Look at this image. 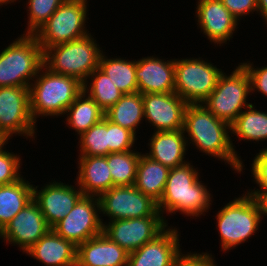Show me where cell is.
Returning a JSON list of instances; mask_svg holds the SVG:
<instances>
[{
	"label": "cell",
	"mask_w": 267,
	"mask_h": 266,
	"mask_svg": "<svg viewBox=\"0 0 267 266\" xmlns=\"http://www.w3.org/2000/svg\"><path fill=\"white\" fill-rule=\"evenodd\" d=\"M184 133L188 146L209 157L230 165L236 173H243L245 165L235 150L231 136V125L218 119L201 104H188L184 113ZM188 134V135H187ZM188 136V137H187ZM234 144V145H233Z\"/></svg>",
	"instance_id": "cell-1"
},
{
	"label": "cell",
	"mask_w": 267,
	"mask_h": 266,
	"mask_svg": "<svg viewBox=\"0 0 267 266\" xmlns=\"http://www.w3.org/2000/svg\"><path fill=\"white\" fill-rule=\"evenodd\" d=\"M194 167L192 161H189L170 168L163 195L157 204L162 216L164 213L172 216L180 212L190 218L201 217L211 209L213 195L207 185L200 181L198 167Z\"/></svg>",
	"instance_id": "cell-2"
},
{
	"label": "cell",
	"mask_w": 267,
	"mask_h": 266,
	"mask_svg": "<svg viewBox=\"0 0 267 266\" xmlns=\"http://www.w3.org/2000/svg\"><path fill=\"white\" fill-rule=\"evenodd\" d=\"M75 77L51 72L43 66L29 86L30 113L34 122L40 117H58L83 91Z\"/></svg>",
	"instance_id": "cell-3"
},
{
	"label": "cell",
	"mask_w": 267,
	"mask_h": 266,
	"mask_svg": "<svg viewBox=\"0 0 267 266\" xmlns=\"http://www.w3.org/2000/svg\"><path fill=\"white\" fill-rule=\"evenodd\" d=\"M43 66L44 51L36 36L21 34L0 51V87L29 88Z\"/></svg>",
	"instance_id": "cell-4"
},
{
	"label": "cell",
	"mask_w": 267,
	"mask_h": 266,
	"mask_svg": "<svg viewBox=\"0 0 267 266\" xmlns=\"http://www.w3.org/2000/svg\"><path fill=\"white\" fill-rule=\"evenodd\" d=\"M234 198L229 203H225L215 216L221 251L225 253L255 236L262 221L259 206L254 197L244 192L242 196Z\"/></svg>",
	"instance_id": "cell-5"
},
{
	"label": "cell",
	"mask_w": 267,
	"mask_h": 266,
	"mask_svg": "<svg viewBox=\"0 0 267 266\" xmlns=\"http://www.w3.org/2000/svg\"><path fill=\"white\" fill-rule=\"evenodd\" d=\"M92 35L90 32L83 38L47 48L44 51V66L53 73L85 82L99 67L100 55L104 51Z\"/></svg>",
	"instance_id": "cell-6"
},
{
	"label": "cell",
	"mask_w": 267,
	"mask_h": 266,
	"mask_svg": "<svg viewBox=\"0 0 267 266\" xmlns=\"http://www.w3.org/2000/svg\"><path fill=\"white\" fill-rule=\"evenodd\" d=\"M231 74L224 71L219 76L216 87L202 105L218 119L232 124L238 115L252 103H248L251 94L250 77L240 63Z\"/></svg>",
	"instance_id": "cell-7"
},
{
	"label": "cell",
	"mask_w": 267,
	"mask_h": 266,
	"mask_svg": "<svg viewBox=\"0 0 267 266\" xmlns=\"http://www.w3.org/2000/svg\"><path fill=\"white\" fill-rule=\"evenodd\" d=\"M88 0H67L34 34L43 51L89 35L87 29Z\"/></svg>",
	"instance_id": "cell-8"
},
{
	"label": "cell",
	"mask_w": 267,
	"mask_h": 266,
	"mask_svg": "<svg viewBox=\"0 0 267 266\" xmlns=\"http://www.w3.org/2000/svg\"><path fill=\"white\" fill-rule=\"evenodd\" d=\"M205 60L202 57L175 59L174 92L188 104L203 103L224 71Z\"/></svg>",
	"instance_id": "cell-9"
},
{
	"label": "cell",
	"mask_w": 267,
	"mask_h": 266,
	"mask_svg": "<svg viewBox=\"0 0 267 266\" xmlns=\"http://www.w3.org/2000/svg\"><path fill=\"white\" fill-rule=\"evenodd\" d=\"M36 125L30 113L29 88L0 87V132L8 140L14 134L33 141Z\"/></svg>",
	"instance_id": "cell-10"
},
{
	"label": "cell",
	"mask_w": 267,
	"mask_h": 266,
	"mask_svg": "<svg viewBox=\"0 0 267 266\" xmlns=\"http://www.w3.org/2000/svg\"><path fill=\"white\" fill-rule=\"evenodd\" d=\"M100 216L110 221L134 219L147 216H162L157 203L144 195L134 185L114 186L99 197Z\"/></svg>",
	"instance_id": "cell-11"
},
{
	"label": "cell",
	"mask_w": 267,
	"mask_h": 266,
	"mask_svg": "<svg viewBox=\"0 0 267 266\" xmlns=\"http://www.w3.org/2000/svg\"><path fill=\"white\" fill-rule=\"evenodd\" d=\"M99 199L83 195L73 209L52 229L76 246L103 232Z\"/></svg>",
	"instance_id": "cell-12"
},
{
	"label": "cell",
	"mask_w": 267,
	"mask_h": 266,
	"mask_svg": "<svg viewBox=\"0 0 267 266\" xmlns=\"http://www.w3.org/2000/svg\"><path fill=\"white\" fill-rule=\"evenodd\" d=\"M103 232L128 253L154 240L169 225L165 216H147L105 222Z\"/></svg>",
	"instance_id": "cell-13"
},
{
	"label": "cell",
	"mask_w": 267,
	"mask_h": 266,
	"mask_svg": "<svg viewBox=\"0 0 267 266\" xmlns=\"http://www.w3.org/2000/svg\"><path fill=\"white\" fill-rule=\"evenodd\" d=\"M144 119L154 132L178 131L184 128L188 103L175 92L142 94Z\"/></svg>",
	"instance_id": "cell-14"
},
{
	"label": "cell",
	"mask_w": 267,
	"mask_h": 266,
	"mask_svg": "<svg viewBox=\"0 0 267 266\" xmlns=\"http://www.w3.org/2000/svg\"><path fill=\"white\" fill-rule=\"evenodd\" d=\"M38 187L39 185L33 184V200L39 206L51 229L73 209L76 202L83 196L78 185L58 182L53 178L51 182L44 184L41 188Z\"/></svg>",
	"instance_id": "cell-15"
},
{
	"label": "cell",
	"mask_w": 267,
	"mask_h": 266,
	"mask_svg": "<svg viewBox=\"0 0 267 266\" xmlns=\"http://www.w3.org/2000/svg\"><path fill=\"white\" fill-rule=\"evenodd\" d=\"M50 229L39 206L32 200L0 232V239L17 245L24 253Z\"/></svg>",
	"instance_id": "cell-16"
},
{
	"label": "cell",
	"mask_w": 267,
	"mask_h": 266,
	"mask_svg": "<svg viewBox=\"0 0 267 266\" xmlns=\"http://www.w3.org/2000/svg\"><path fill=\"white\" fill-rule=\"evenodd\" d=\"M196 23L200 32L215 46L230 42L239 28V21L228 11L221 0H197Z\"/></svg>",
	"instance_id": "cell-17"
},
{
	"label": "cell",
	"mask_w": 267,
	"mask_h": 266,
	"mask_svg": "<svg viewBox=\"0 0 267 266\" xmlns=\"http://www.w3.org/2000/svg\"><path fill=\"white\" fill-rule=\"evenodd\" d=\"M178 230L168 226L154 240L129 253L128 266H172L182 254Z\"/></svg>",
	"instance_id": "cell-18"
},
{
	"label": "cell",
	"mask_w": 267,
	"mask_h": 266,
	"mask_svg": "<svg viewBox=\"0 0 267 266\" xmlns=\"http://www.w3.org/2000/svg\"><path fill=\"white\" fill-rule=\"evenodd\" d=\"M135 75L141 94L174 92L175 58L166 60L154 55L138 58Z\"/></svg>",
	"instance_id": "cell-19"
},
{
	"label": "cell",
	"mask_w": 267,
	"mask_h": 266,
	"mask_svg": "<svg viewBox=\"0 0 267 266\" xmlns=\"http://www.w3.org/2000/svg\"><path fill=\"white\" fill-rule=\"evenodd\" d=\"M129 253L101 234L77 246L76 266H128Z\"/></svg>",
	"instance_id": "cell-20"
},
{
	"label": "cell",
	"mask_w": 267,
	"mask_h": 266,
	"mask_svg": "<svg viewBox=\"0 0 267 266\" xmlns=\"http://www.w3.org/2000/svg\"><path fill=\"white\" fill-rule=\"evenodd\" d=\"M24 253L44 266L77 265V246L72 241L59 236L53 229H50Z\"/></svg>",
	"instance_id": "cell-21"
},
{
	"label": "cell",
	"mask_w": 267,
	"mask_h": 266,
	"mask_svg": "<svg viewBox=\"0 0 267 266\" xmlns=\"http://www.w3.org/2000/svg\"><path fill=\"white\" fill-rule=\"evenodd\" d=\"M149 138V152L143 153L148 158L169 168L189 162L185 160L188 143L184 130L152 132Z\"/></svg>",
	"instance_id": "cell-22"
},
{
	"label": "cell",
	"mask_w": 267,
	"mask_h": 266,
	"mask_svg": "<svg viewBox=\"0 0 267 266\" xmlns=\"http://www.w3.org/2000/svg\"><path fill=\"white\" fill-rule=\"evenodd\" d=\"M75 185L85 196L99 197L112 188L107 156H79Z\"/></svg>",
	"instance_id": "cell-23"
},
{
	"label": "cell",
	"mask_w": 267,
	"mask_h": 266,
	"mask_svg": "<svg viewBox=\"0 0 267 266\" xmlns=\"http://www.w3.org/2000/svg\"><path fill=\"white\" fill-rule=\"evenodd\" d=\"M169 171V167L142 153L137 164L134 186L158 204L163 195Z\"/></svg>",
	"instance_id": "cell-24"
},
{
	"label": "cell",
	"mask_w": 267,
	"mask_h": 266,
	"mask_svg": "<svg viewBox=\"0 0 267 266\" xmlns=\"http://www.w3.org/2000/svg\"><path fill=\"white\" fill-rule=\"evenodd\" d=\"M23 177L14 183L0 185V232L33 200V182Z\"/></svg>",
	"instance_id": "cell-25"
},
{
	"label": "cell",
	"mask_w": 267,
	"mask_h": 266,
	"mask_svg": "<svg viewBox=\"0 0 267 266\" xmlns=\"http://www.w3.org/2000/svg\"><path fill=\"white\" fill-rule=\"evenodd\" d=\"M65 122L69 129H73L77 136L86 132L94 124L105 117V112L84 91H82L74 102L66 109Z\"/></svg>",
	"instance_id": "cell-26"
},
{
	"label": "cell",
	"mask_w": 267,
	"mask_h": 266,
	"mask_svg": "<svg viewBox=\"0 0 267 266\" xmlns=\"http://www.w3.org/2000/svg\"><path fill=\"white\" fill-rule=\"evenodd\" d=\"M105 117L112 123L132 131L135 135L144 121V105L140 92L124 94L109 110ZM142 121V122H141Z\"/></svg>",
	"instance_id": "cell-27"
},
{
	"label": "cell",
	"mask_w": 267,
	"mask_h": 266,
	"mask_svg": "<svg viewBox=\"0 0 267 266\" xmlns=\"http://www.w3.org/2000/svg\"><path fill=\"white\" fill-rule=\"evenodd\" d=\"M102 52L99 59V68L111 79L113 84L123 93L132 94L138 92L136 80V59L109 58Z\"/></svg>",
	"instance_id": "cell-28"
},
{
	"label": "cell",
	"mask_w": 267,
	"mask_h": 266,
	"mask_svg": "<svg viewBox=\"0 0 267 266\" xmlns=\"http://www.w3.org/2000/svg\"><path fill=\"white\" fill-rule=\"evenodd\" d=\"M255 108V104H251L238 115L231 124V136L234 134L239 141L253 143L267 140V112Z\"/></svg>",
	"instance_id": "cell-29"
},
{
	"label": "cell",
	"mask_w": 267,
	"mask_h": 266,
	"mask_svg": "<svg viewBox=\"0 0 267 266\" xmlns=\"http://www.w3.org/2000/svg\"><path fill=\"white\" fill-rule=\"evenodd\" d=\"M82 85L83 91L90 96L104 112L109 110L124 95L99 67L87 77Z\"/></svg>",
	"instance_id": "cell-30"
},
{
	"label": "cell",
	"mask_w": 267,
	"mask_h": 266,
	"mask_svg": "<svg viewBox=\"0 0 267 266\" xmlns=\"http://www.w3.org/2000/svg\"><path fill=\"white\" fill-rule=\"evenodd\" d=\"M141 151L131 150L114 152L107 155V163L112 177V187L134 185L137 173V164Z\"/></svg>",
	"instance_id": "cell-31"
},
{
	"label": "cell",
	"mask_w": 267,
	"mask_h": 266,
	"mask_svg": "<svg viewBox=\"0 0 267 266\" xmlns=\"http://www.w3.org/2000/svg\"><path fill=\"white\" fill-rule=\"evenodd\" d=\"M78 156H107L109 154V120L104 117L78 138Z\"/></svg>",
	"instance_id": "cell-32"
},
{
	"label": "cell",
	"mask_w": 267,
	"mask_h": 266,
	"mask_svg": "<svg viewBox=\"0 0 267 266\" xmlns=\"http://www.w3.org/2000/svg\"><path fill=\"white\" fill-rule=\"evenodd\" d=\"M67 0H28L26 1L27 26L23 34L34 35L58 9V7ZM29 13V14H28Z\"/></svg>",
	"instance_id": "cell-33"
},
{
	"label": "cell",
	"mask_w": 267,
	"mask_h": 266,
	"mask_svg": "<svg viewBox=\"0 0 267 266\" xmlns=\"http://www.w3.org/2000/svg\"><path fill=\"white\" fill-rule=\"evenodd\" d=\"M5 149V150H4ZM22 158L19 154L9 152L5 146L0 149V185L18 181L21 175Z\"/></svg>",
	"instance_id": "cell-34"
},
{
	"label": "cell",
	"mask_w": 267,
	"mask_h": 266,
	"mask_svg": "<svg viewBox=\"0 0 267 266\" xmlns=\"http://www.w3.org/2000/svg\"><path fill=\"white\" fill-rule=\"evenodd\" d=\"M137 137L132 131L109 120V154L136 150L134 144Z\"/></svg>",
	"instance_id": "cell-35"
},
{
	"label": "cell",
	"mask_w": 267,
	"mask_h": 266,
	"mask_svg": "<svg viewBox=\"0 0 267 266\" xmlns=\"http://www.w3.org/2000/svg\"><path fill=\"white\" fill-rule=\"evenodd\" d=\"M250 172L252 181L259 187L254 189H248L249 191H267V147H263L259 150V153L255 155L252 160Z\"/></svg>",
	"instance_id": "cell-36"
},
{
	"label": "cell",
	"mask_w": 267,
	"mask_h": 266,
	"mask_svg": "<svg viewBox=\"0 0 267 266\" xmlns=\"http://www.w3.org/2000/svg\"><path fill=\"white\" fill-rule=\"evenodd\" d=\"M241 64L250 77L251 93L259 92L263 97H267V65L259 68L254 66L253 62L250 63V61H244Z\"/></svg>",
	"instance_id": "cell-37"
},
{
	"label": "cell",
	"mask_w": 267,
	"mask_h": 266,
	"mask_svg": "<svg viewBox=\"0 0 267 266\" xmlns=\"http://www.w3.org/2000/svg\"><path fill=\"white\" fill-rule=\"evenodd\" d=\"M215 259L208 251L183 253L175 260L172 266H217Z\"/></svg>",
	"instance_id": "cell-38"
},
{
	"label": "cell",
	"mask_w": 267,
	"mask_h": 266,
	"mask_svg": "<svg viewBox=\"0 0 267 266\" xmlns=\"http://www.w3.org/2000/svg\"><path fill=\"white\" fill-rule=\"evenodd\" d=\"M228 11L240 22L241 17L257 14V0H221Z\"/></svg>",
	"instance_id": "cell-39"
},
{
	"label": "cell",
	"mask_w": 267,
	"mask_h": 266,
	"mask_svg": "<svg viewBox=\"0 0 267 266\" xmlns=\"http://www.w3.org/2000/svg\"><path fill=\"white\" fill-rule=\"evenodd\" d=\"M249 195L255 198L259 210L261 213L262 219L267 216V191H248L246 190ZM265 216V217H264Z\"/></svg>",
	"instance_id": "cell-40"
},
{
	"label": "cell",
	"mask_w": 267,
	"mask_h": 266,
	"mask_svg": "<svg viewBox=\"0 0 267 266\" xmlns=\"http://www.w3.org/2000/svg\"><path fill=\"white\" fill-rule=\"evenodd\" d=\"M257 14L261 16V18L267 25V0H257ZM267 27V26H266Z\"/></svg>",
	"instance_id": "cell-41"
},
{
	"label": "cell",
	"mask_w": 267,
	"mask_h": 266,
	"mask_svg": "<svg viewBox=\"0 0 267 266\" xmlns=\"http://www.w3.org/2000/svg\"><path fill=\"white\" fill-rule=\"evenodd\" d=\"M8 139L0 132V149L4 147V145L8 144Z\"/></svg>",
	"instance_id": "cell-42"
},
{
	"label": "cell",
	"mask_w": 267,
	"mask_h": 266,
	"mask_svg": "<svg viewBox=\"0 0 267 266\" xmlns=\"http://www.w3.org/2000/svg\"><path fill=\"white\" fill-rule=\"evenodd\" d=\"M18 2L19 0H0V6L2 7L3 5L7 6L8 4L14 3V2ZM0 7V9H1Z\"/></svg>",
	"instance_id": "cell-43"
}]
</instances>
